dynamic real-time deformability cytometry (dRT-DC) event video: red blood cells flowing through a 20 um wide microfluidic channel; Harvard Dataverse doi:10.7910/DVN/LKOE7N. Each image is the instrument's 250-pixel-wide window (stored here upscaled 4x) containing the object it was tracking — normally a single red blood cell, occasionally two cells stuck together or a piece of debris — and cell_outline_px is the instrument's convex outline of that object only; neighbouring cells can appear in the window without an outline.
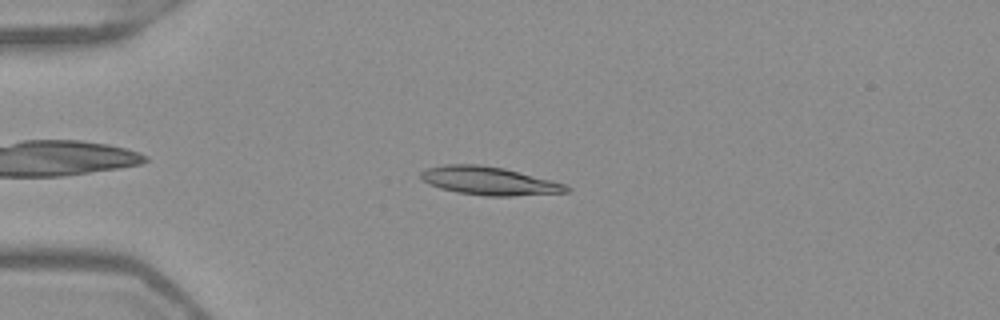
{"species": "Egyptian fruit bat (a non-hibernating species)", "species_latin": "Rousettus aegyptiacus", "temperature_condition": "warm", "stored_images_in_passage": 46, "camera_frame_rate_fps": 3000, "um_per_image_px": 0.085, "frame": {"image": 1, "passage_image": 8, "time_ms": 2.333, "image_size_px": [1000, 320], "cell_outline_px": [[572, 188], [568, 192], [512, 196], [484, 196], [456, 192], [440, 188], [428, 184], [420, 180], [420, 172], [424, 168], [444, 164], [480, 164], [504, 168], [552, 180], [564, 184]], "centroid_in_image_um": [41.52, 15.37], "position_along_channel_um": 43.5, "area_um2": 24.28}}
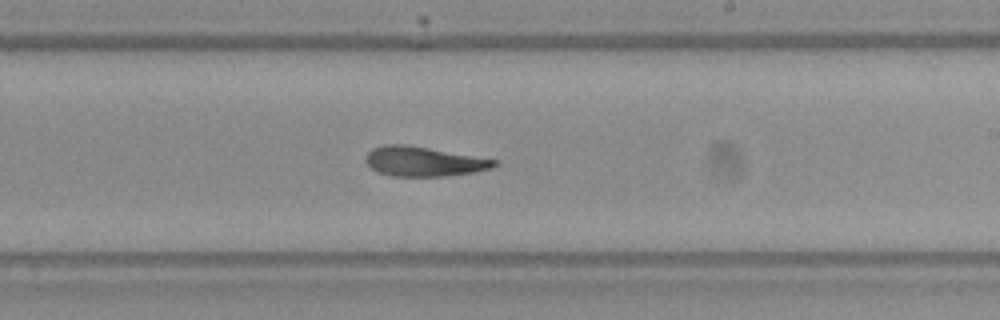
{"frame": {"image": 2, "passage_image": 26, "time_ms": 8.333, "image_size_px": [1000, 320], "cell_outline_px": [[500, 164], [492, 168], [476, 172], [444, 176], [392, 176], [376, 172], [364, 160], [364, 156], [372, 148], [384, 144], [404, 144], [500, 160]], "centroid_in_image_um": [36.03, 13.72], "position_along_channel_um": 253.0, "area_um2": 22.43}}
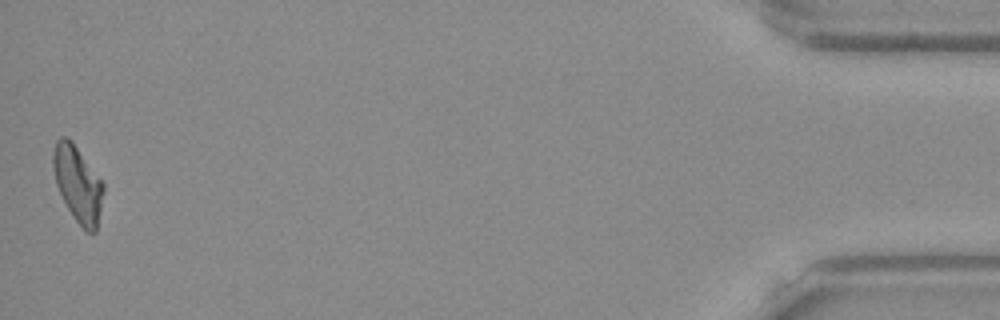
{"frame": {"image": 3, "passage_image": 46, "time_ms": 15.0, "image_size_px": [1000, 320], "cell_outline_px": [[104, 192], [96, 232], [84, 232], [68, 208], [56, 184], [52, 164], [52, 152], [56, 140], [60, 136], [64, 136], [72, 140], [104, 184]], "centroid_in_image_um": [6.61, 15.62], "position_along_channel_um": 428.6, "area_um2": 22.25}, "authors_computed_cell_mechanics": {"area_um2": 22.6865, "velocity_mm_per_s": 3.9562, "shape_relaxation_time_tau1_ms": 7.5989, "shape_relaxation_time_tau2_ms": 3.5943, "deformation_change_tau1": 0.2507, "deformation_change_tau2": 0.1422}}